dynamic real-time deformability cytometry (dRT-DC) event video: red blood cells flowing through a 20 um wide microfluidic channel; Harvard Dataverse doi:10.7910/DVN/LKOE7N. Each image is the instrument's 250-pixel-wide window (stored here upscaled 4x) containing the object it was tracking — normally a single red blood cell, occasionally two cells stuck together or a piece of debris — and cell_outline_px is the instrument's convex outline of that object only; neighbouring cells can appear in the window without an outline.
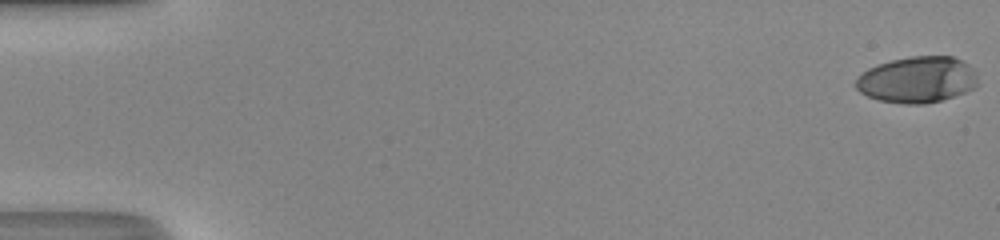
{"species": "human", "species_latin": "Homo sapiens", "temperature_condition": "room temperature", "stored_images_in_passage": 50, "camera_frame_rate_fps": 3000, "um_per_image_px": 0.085, "donor": {"sex": "male"}, "frame": {"image": 1, "passage_image": 1, "time_ms": 0.0, "image_size_px": [1000, 240], "cell_outline_px": [[976, 88], [940, 100], [924, 104], [908, 104], [880, 100], [868, 96], [860, 92], [852, 84], [868, 68], [876, 64], [892, 60], [912, 56], [952, 56], [968, 64], [972, 68], [976, 76]], "centroid_in_image_um": [77.94, 6.77], "position_along_channel_um": 7.1, "area_um2": 32.66}}
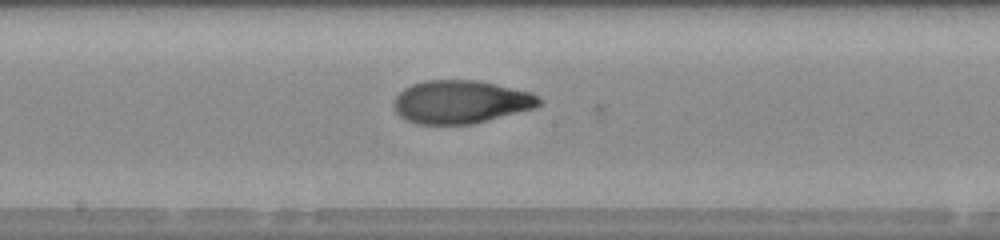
{"frame": {"image": 2, "passage_image": 28, "time_ms": 9.0, "image_size_px": [1000, 240], "cell_outline_px": [[540, 104], [532, 108], [472, 124], [416, 124], [400, 116], [396, 112], [396, 96], [404, 88], [412, 84], [424, 80], [480, 80], [532, 92], [540, 100]], "centroid_in_image_um": [39.16, 8.64], "position_along_channel_um": 209.0, "area_um2": 36.13}}
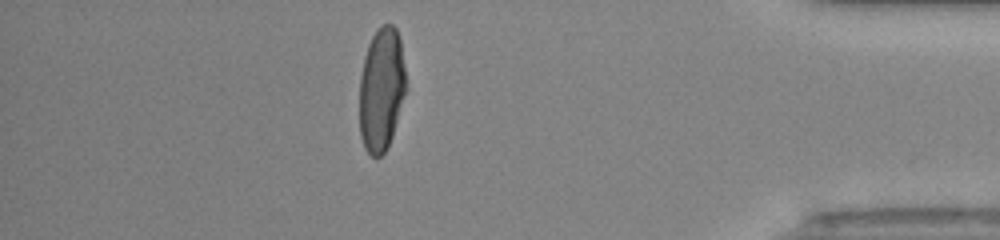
{"frame": {"image": 3, "passage_image": 44, "time_ms": 14.333, "image_size_px": [1000, 240], "cell_outline_px": [[408, 88], [392, 136], [384, 152], [380, 156], [372, 156], [364, 148], [360, 136], [360, 76], [364, 56], [368, 44], [376, 28], [384, 24], [392, 24], [396, 28], [400, 40]], "centroid_in_image_um": [32.43, 7.57], "position_along_channel_um": 402.8, "area_um2": 33.87}, "authors_computed_cell_mechanics": {"area_um2": 35.3158, "velocity_mm_per_s": 4.3712, "shape_relaxation_time_tau1_ms": 6.0582, "shape_relaxation_time_tau2_ms": 2.1008, "deformation_change_tau1": 0.2705, "deformation_change_tau2": 0.0593}}